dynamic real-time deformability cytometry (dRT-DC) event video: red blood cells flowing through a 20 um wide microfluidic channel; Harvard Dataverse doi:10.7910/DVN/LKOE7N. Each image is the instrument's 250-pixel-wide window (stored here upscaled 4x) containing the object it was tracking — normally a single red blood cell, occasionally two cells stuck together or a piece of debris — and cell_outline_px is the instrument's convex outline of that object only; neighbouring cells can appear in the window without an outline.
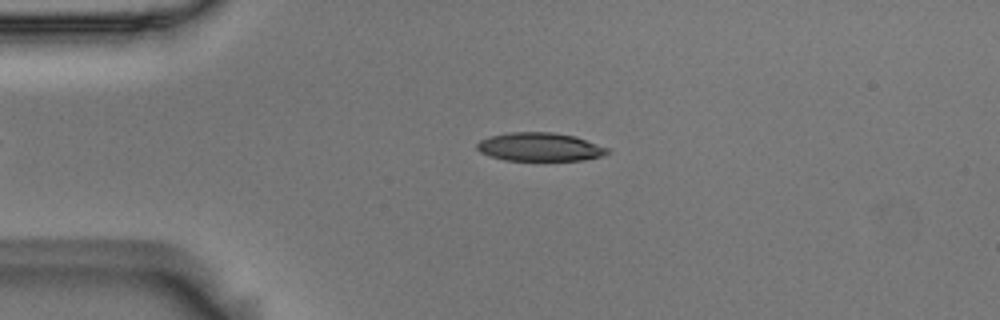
{"species": "Egyptian fruit bat (a non-hibernating species)", "species_latin": "Rousettus aegyptiacus", "temperature_condition": "room temperature", "stored_images_in_passage": 52, "camera_frame_rate_fps": 3000, "um_per_image_px": 0.085, "animal": {"sex": "male"}, "frame": {"image": 1, "passage_image": 11, "time_ms": 3.333, "image_size_px": [1000, 320], "cell_outline_px": [[612, 152], [604, 156], [584, 160], [504, 160], [480, 152], [476, 148], [476, 144], [480, 140], [492, 136], [508, 132], [552, 132], [572, 136], [608, 148]], "centroid_in_image_um": [45.89, 12.49], "position_along_channel_um": 39.1, "area_um2": 21.44}}
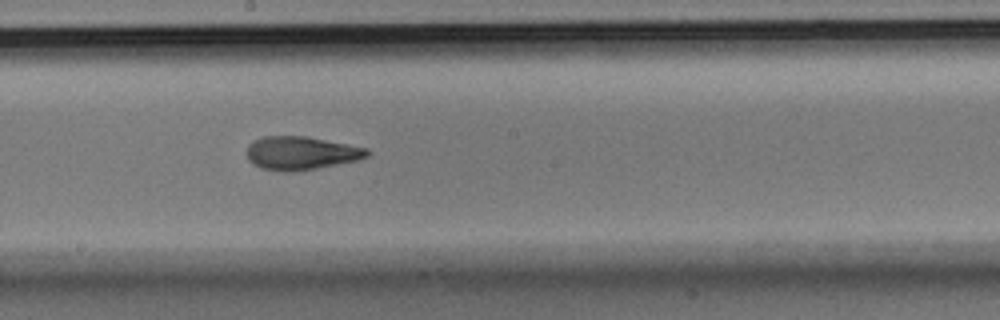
{"frame": {"image": 2, "passage_image": 28, "time_ms": 9.0, "image_size_px": [1000, 320], "cell_outline_px": [[372, 152], [368, 156], [360, 160], [296, 172], [284, 172], [260, 168], [252, 164], [248, 160], [248, 144], [252, 140], [264, 136], [308, 136], [368, 148]], "centroid_in_image_um": [25.61, 13.02], "position_along_channel_um": 222.6, "area_um2": 23.81}}
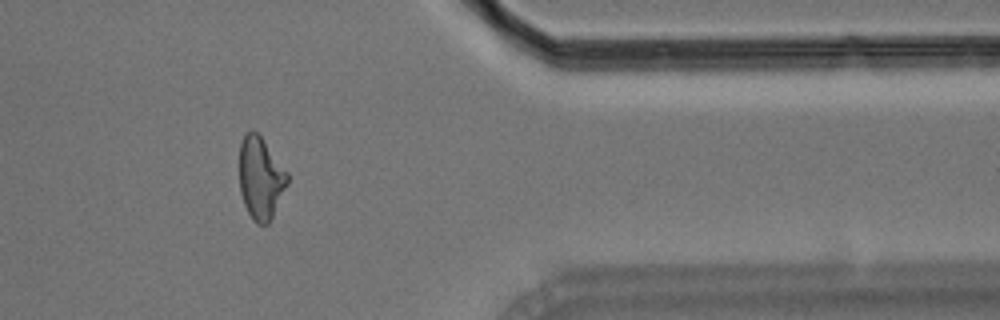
{"frame": {"image": 3, "passage_image": 43, "time_ms": 14.0, "image_size_px": [1000, 320], "cell_outline_px": [[288, 184], [268, 224], [256, 224], [252, 220], [244, 204], [240, 192], [240, 144], [244, 136], [252, 128], [260, 136], [288, 172]], "centroid_in_image_um": [22.15, 15.15], "position_along_channel_um": 389.2, "area_um2": 22.83}, "authors_computed_cell_mechanics": {"area_um2": 23.0333, "velocity_mm_per_s": 3.7192, "shape_relaxation_time_tau1_ms": 7.2522, "shape_relaxation_time_tau2_ms": 2.365, "deformation_change_tau1": 0.2017, "deformation_change_tau2": 0.1095}}